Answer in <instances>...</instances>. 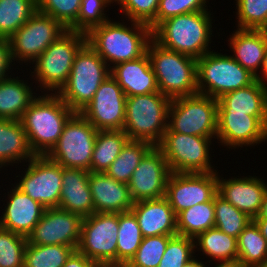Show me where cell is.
Wrapping results in <instances>:
<instances>
[{"instance_id":"db71d44e","label":"cell","mask_w":267,"mask_h":267,"mask_svg":"<svg viewBox=\"0 0 267 267\" xmlns=\"http://www.w3.org/2000/svg\"><path fill=\"white\" fill-rule=\"evenodd\" d=\"M183 267H206V265L203 261H199L196 256H193L183 265Z\"/></svg>"},{"instance_id":"7bdbcfd3","label":"cell","mask_w":267,"mask_h":267,"mask_svg":"<svg viewBox=\"0 0 267 267\" xmlns=\"http://www.w3.org/2000/svg\"><path fill=\"white\" fill-rule=\"evenodd\" d=\"M81 0H37V11L69 29L78 19Z\"/></svg>"},{"instance_id":"681fc988","label":"cell","mask_w":267,"mask_h":267,"mask_svg":"<svg viewBox=\"0 0 267 267\" xmlns=\"http://www.w3.org/2000/svg\"><path fill=\"white\" fill-rule=\"evenodd\" d=\"M259 72L260 73H258L255 76L256 80L259 81L264 86H267V48H266V51H265V55H264L263 63H262V66H261V70Z\"/></svg>"},{"instance_id":"ffe728a7","label":"cell","mask_w":267,"mask_h":267,"mask_svg":"<svg viewBox=\"0 0 267 267\" xmlns=\"http://www.w3.org/2000/svg\"><path fill=\"white\" fill-rule=\"evenodd\" d=\"M217 172V193L240 211L254 219L261 208L267 183L260 177L244 176L224 179Z\"/></svg>"},{"instance_id":"83f0119b","label":"cell","mask_w":267,"mask_h":267,"mask_svg":"<svg viewBox=\"0 0 267 267\" xmlns=\"http://www.w3.org/2000/svg\"><path fill=\"white\" fill-rule=\"evenodd\" d=\"M35 156L21 121L0 119V169L23 161L27 163Z\"/></svg>"},{"instance_id":"c3c4849f","label":"cell","mask_w":267,"mask_h":267,"mask_svg":"<svg viewBox=\"0 0 267 267\" xmlns=\"http://www.w3.org/2000/svg\"><path fill=\"white\" fill-rule=\"evenodd\" d=\"M63 267H101V266L76 250L66 260V263Z\"/></svg>"},{"instance_id":"836d02e7","label":"cell","mask_w":267,"mask_h":267,"mask_svg":"<svg viewBox=\"0 0 267 267\" xmlns=\"http://www.w3.org/2000/svg\"><path fill=\"white\" fill-rule=\"evenodd\" d=\"M152 147L146 141L129 140L105 173L116 181L128 184L134 170Z\"/></svg>"},{"instance_id":"7dc6e473","label":"cell","mask_w":267,"mask_h":267,"mask_svg":"<svg viewBox=\"0 0 267 267\" xmlns=\"http://www.w3.org/2000/svg\"><path fill=\"white\" fill-rule=\"evenodd\" d=\"M12 63L13 60L11 58L9 40L0 38V81L9 77L8 75L11 73L10 70L13 71V67L11 69V66H13L14 63Z\"/></svg>"},{"instance_id":"6da1fadb","label":"cell","mask_w":267,"mask_h":267,"mask_svg":"<svg viewBox=\"0 0 267 267\" xmlns=\"http://www.w3.org/2000/svg\"><path fill=\"white\" fill-rule=\"evenodd\" d=\"M129 23L109 20L93 27L86 34L87 43L110 68L121 62L138 59L147 51L152 39L151 28L137 21Z\"/></svg>"},{"instance_id":"f907efd6","label":"cell","mask_w":267,"mask_h":267,"mask_svg":"<svg viewBox=\"0 0 267 267\" xmlns=\"http://www.w3.org/2000/svg\"><path fill=\"white\" fill-rule=\"evenodd\" d=\"M254 219H267V191L264 195L260 211Z\"/></svg>"},{"instance_id":"d590c367","label":"cell","mask_w":267,"mask_h":267,"mask_svg":"<svg viewBox=\"0 0 267 267\" xmlns=\"http://www.w3.org/2000/svg\"><path fill=\"white\" fill-rule=\"evenodd\" d=\"M143 236L135 215L131 212L119 213L117 238V266H126L134 257Z\"/></svg>"},{"instance_id":"f5cc1de1","label":"cell","mask_w":267,"mask_h":267,"mask_svg":"<svg viewBox=\"0 0 267 267\" xmlns=\"http://www.w3.org/2000/svg\"><path fill=\"white\" fill-rule=\"evenodd\" d=\"M214 267H244L238 260L220 261ZM209 267V265H208Z\"/></svg>"},{"instance_id":"d4e9b609","label":"cell","mask_w":267,"mask_h":267,"mask_svg":"<svg viewBox=\"0 0 267 267\" xmlns=\"http://www.w3.org/2000/svg\"><path fill=\"white\" fill-rule=\"evenodd\" d=\"M89 173L83 169L62 167L59 208L87 217L95 213L89 187Z\"/></svg>"},{"instance_id":"9a60e30c","label":"cell","mask_w":267,"mask_h":267,"mask_svg":"<svg viewBox=\"0 0 267 267\" xmlns=\"http://www.w3.org/2000/svg\"><path fill=\"white\" fill-rule=\"evenodd\" d=\"M217 194V172H171L166 183V199L176 216L195 204L211 201Z\"/></svg>"},{"instance_id":"4316f807","label":"cell","mask_w":267,"mask_h":267,"mask_svg":"<svg viewBox=\"0 0 267 267\" xmlns=\"http://www.w3.org/2000/svg\"><path fill=\"white\" fill-rule=\"evenodd\" d=\"M218 113L267 117V86L255 80L246 87L224 94L218 99Z\"/></svg>"},{"instance_id":"f6af8a7d","label":"cell","mask_w":267,"mask_h":267,"mask_svg":"<svg viewBox=\"0 0 267 267\" xmlns=\"http://www.w3.org/2000/svg\"><path fill=\"white\" fill-rule=\"evenodd\" d=\"M208 0H159L156 18L149 24L153 31L162 21L171 17L209 10Z\"/></svg>"},{"instance_id":"1f68e13d","label":"cell","mask_w":267,"mask_h":267,"mask_svg":"<svg viewBox=\"0 0 267 267\" xmlns=\"http://www.w3.org/2000/svg\"><path fill=\"white\" fill-rule=\"evenodd\" d=\"M238 261L244 267H264L267 264V240L252 220L237 238Z\"/></svg>"},{"instance_id":"9c48e42d","label":"cell","mask_w":267,"mask_h":267,"mask_svg":"<svg viewBox=\"0 0 267 267\" xmlns=\"http://www.w3.org/2000/svg\"><path fill=\"white\" fill-rule=\"evenodd\" d=\"M218 100L204 94L171 99L166 131L215 138Z\"/></svg>"},{"instance_id":"4dcf8cb0","label":"cell","mask_w":267,"mask_h":267,"mask_svg":"<svg viewBox=\"0 0 267 267\" xmlns=\"http://www.w3.org/2000/svg\"><path fill=\"white\" fill-rule=\"evenodd\" d=\"M123 130H98L90 163V172H104L129 141Z\"/></svg>"},{"instance_id":"7c38bea8","label":"cell","mask_w":267,"mask_h":267,"mask_svg":"<svg viewBox=\"0 0 267 267\" xmlns=\"http://www.w3.org/2000/svg\"><path fill=\"white\" fill-rule=\"evenodd\" d=\"M119 213L84 217L77 251L100 266H117Z\"/></svg>"},{"instance_id":"d6a6232c","label":"cell","mask_w":267,"mask_h":267,"mask_svg":"<svg viewBox=\"0 0 267 267\" xmlns=\"http://www.w3.org/2000/svg\"><path fill=\"white\" fill-rule=\"evenodd\" d=\"M177 233L180 236L195 238L199 233L215 227L214 198L211 201L195 204L177 216Z\"/></svg>"},{"instance_id":"e0dca14e","label":"cell","mask_w":267,"mask_h":267,"mask_svg":"<svg viewBox=\"0 0 267 267\" xmlns=\"http://www.w3.org/2000/svg\"><path fill=\"white\" fill-rule=\"evenodd\" d=\"M83 217L59 207L46 208L39 222L27 236L34 245H66L75 251L80 242Z\"/></svg>"},{"instance_id":"44dd1931","label":"cell","mask_w":267,"mask_h":267,"mask_svg":"<svg viewBox=\"0 0 267 267\" xmlns=\"http://www.w3.org/2000/svg\"><path fill=\"white\" fill-rule=\"evenodd\" d=\"M7 197V206H4L0 216V227L27 237L46 208L14 184L12 190L7 193Z\"/></svg>"},{"instance_id":"f546056e","label":"cell","mask_w":267,"mask_h":267,"mask_svg":"<svg viewBox=\"0 0 267 267\" xmlns=\"http://www.w3.org/2000/svg\"><path fill=\"white\" fill-rule=\"evenodd\" d=\"M194 246L195 252L202 251L203 258L206 255V258L218 262L238 260L237 238L225 234L216 227L199 233L194 238Z\"/></svg>"},{"instance_id":"8d00e7d4","label":"cell","mask_w":267,"mask_h":267,"mask_svg":"<svg viewBox=\"0 0 267 267\" xmlns=\"http://www.w3.org/2000/svg\"><path fill=\"white\" fill-rule=\"evenodd\" d=\"M74 251L66 245H34L27 242L23 267H63Z\"/></svg>"},{"instance_id":"4fadbf2b","label":"cell","mask_w":267,"mask_h":267,"mask_svg":"<svg viewBox=\"0 0 267 267\" xmlns=\"http://www.w3.org/2000/svg\"><path fill=\"white\" fill-rule=\"evenodd\" d=\"M67 30L58 20L36 11L8 39L14 64L15 60L19 63L22 61V64H31Z\"/></svg>"},{"instance_id":"5bb4252c","label":"cell","mask_w":267,"mask_h":267,"mask_svg":"<svg viewBox=\"0 0 267 267\" xmlns=\"http://www.w3.org/2000/svg\"><path fill=\"white\" fill-rule=\"evenodd\" d=\"M28 167L20 176V181L14 183L22 192L45 208L59 206L62 190V166L50 160L47 156H35L28 161Z\"/></svg>"},{"instance_id":"30bf717a","label":"cell","mask_w":267,"mask_h":267,"mask_svg":"<svg viewBox=\"0 0 267 267\" xmlns=\"http://www.w3.org/2000/svg\"><path fill=\"white\" fill-rule=\"evenodd\" d=\"M211 140L212 138L208 137L165 131L157 147L163 153L171 172H218L210 162L212 157L210 154L212 153L210 152Z\"/></svg>"},{"instance_id":"ee69618b","label":"cell","mask_w":267,"mask_h":267,"mask_svg":"<svg viewBox=\"0 0 267 267\" xmlns=\"http://www.w3.org/2000/svg\"><path fill=\"white\" fill-rule=\"evenodd\" d=\"M194 238L176 235L166 246L158 267H183L195 253Z\"/></svg>"},{"instance_id":"2e32d148","label":"cell","mask_w":267,"mask_h":267,"mask_svg":"<svg viewBox=\"0 0 267 267\" xmlns=\"http://www.w3.org/2000/svg\"><path fill=\"white\" fill-rule=\"evenodd\" d=\"M126 95L110 75L104 80L93 99L80 112L97 130H123Z\"/></svg>"},{"instance_id":"b9f144b4","label":"cell","mask_w":267,"mask_h":267,"mask_svg":"<svg viewBox=\"0 0 267 267\" xmlns=\"http://www.w3.org/2000/svg\"><path fill=\"white\" fill-rule=\"evenodd\" d=\"M27 237L0 227V267H23Z\"/></svg>"},{"instance_id":"bcb514c9","label":"cell","mask_w":267,"mask_h":267,"mask_svg":"<svg viewBox=\"0 0 267 267\" xmlns=\"http://www.w3.org/2000/svg\"><path fill=\"white\" fill-rule=\"evenodd\" d=\"M120 5V12L128 21H137L149 25L155 18L159 0H114Z\"/></svg>"},{"instance_id":"8992f818","label":"cell","mask_w":267,"mask_h":267,"mask_svg":"<svg viewBox=\"0 0 267 267\" xmlns=\"http://www.w3.org/2000/svg\"><path fill=\"white\" fill-rule=\"evenodd\" d=\"M109 76L110 67L86 42L77 52L68 81L57 95L72 111L80 113Z\"/></svg>"},{"instance_id":"f1b7e54d","label":"cell","mask_w":267,"mask_h":267,"mask_svg":"<svg viewBox=\"0 0 267 267\" xmlns=\"http://www.w3.org/2000/svg\"><path fill=\"white\" fill-rule=\"evenodd\" d=\"M9 76L0 81V119L20 120L38 93L33 92L27 80L12 77V73Z\"/></svg>"},{"instance_id":"ab89813d","label":"cell","mask_w":267,"mask_h":267,"mask_svg":"<svg viewBox=\"0 0 267 267\" xmlns=\"http://www.w3.org/2000/svg\"><path fill=\"white\" fill-rule=\"evenodd\" d=\"M238 29L267 30V0H235Z\"/></svg>"},{"instance_id":"f35d334b","label":"cell","mask_w":267,"mask_h":267,"mask_svg":"<svg viewBox=\"0 0 267 267\" xmlns=\"http://www.w3.org/2000/svg\"><path fill=\"white\" fill-rule=\"evenodd\" d=\"M176 235L143 237L137 252L125 267H158L168 241Z\"/></svg>"},{"instance_id":"5b68a950","label":"cell","mask_w":267,"mask_h":267,"mask_svg":"<svg viewBox=\"0 0 267 267\" xmlns=\"http://www.w3.org/2000/svg\"><path fill=\"white\" fill-rule=\"evenodd\" d=\"M86 42L85 33L67 30L32 62L35 65L30 76L39 84L40 91L44 90L42 93L57 94L61 90L68 81L77 52Z\"/></svg>"},{"instance_id":"8fae6325","label":"cell","mask_w":267,"mask_h":267,"mask_svg":"<svg viewBox=\"0 0 267 267\" xmlns=\"http://www.w3.org/2000/svg\"><path fill=\"white\" fill-rule=\"evenodd\" d=\"M97 132L86 118L75 113L65 124L57 144L46 156L62 167L90 171Z\"/></svg>"},{"instance_id":"603a6c76","label":"cell","mask_w":267,"mask_h":267,"mask_svg":"<svg viewBox=\"0 0 267 267\" xmlns=\"http://www.w3.org/2000/svg\"><path fill=\"white\" fill-rule=\"evenodd\" d=\"M89 187L95 213H124L134 205L128 184L116 181L104 172H90Z\"/></svg>"},{"instance_id":"7a4b0ae2","label":"cell","mask_w":267,"mask_h":267,"mask_svg":"<svg viewBox=\"0 0 267 267\" xmlns=\"http://www.w3.org/2000/svg\"><path fill=\"white\" fill-rule=\"evenodd\" d=\"M43 94H39L20 119L36 156H46L53 149L65 124L75 114L57 94Z\"/></svg>"},{"instance_id":"cb8c5ba5","label":"cell","mask_w":267,"mask_h":267,"mask_svg":"<svg viewBox=\"0 0 267 267\" xmlns=\"http://www.w3.org/2000/svg\"><path fill=\"white\" fill-rule=\"evenodd\" d=\"M110 75L127 97L159 92L147 52L138 59L121 62L111 67Z\"/></svg>"},{"instance_id":"816d5d0a","label":"cell","mask_w":267,"mask_h":267,"mask_svg":"<svg viewBox=\"0 0 267 267\" xmlns=\"http://www.w3.org/2000/svg\"><path fill=\"white\" fill-rule=\"evenodd\" d=\"M253 221L259 227L261 234L267 240V219H253Z\"/></svg>"},{"instance_id":"d6986e66","label":"cell","mask_w":267,"mask_h":267,"mask_svg":"<svg viewBox=\"0 0 267 267\" xmlns=\"http://www.w3.org/2000/svg\"><path fill=\"white\" fill-rule=\"evenodd\" d=\"M216 139L228 149L256 146L267 141V117L245 113H218Z\"/></svg>"},{"instance_id":"11a10c76","label":"cell","mask_w":267,"mask_h":267,"mask_svg":"<svg viewBox=\"0 0 267 267\" xmlns=\"http://www.w3.org/2000/svg\"><path fill=\"white\" fill-rule=\"evenodd\" d=\"M101 267H117V266H101Z\"/></svg>"},{"instance_id":"74e56055","label":"cell","mask_w":267,"mask_h":267,"mask_svg":"<svg viewBox=\"0 0 267 267\" xmlns=\"http://www.w3.org/2000/svg\"><path fill=\"white\" fill-rule=\"evenodd\" d=\"M215 227L225 234L238 238L245 227L253 220L218 193L214 196Z\"/></svg>"},{"instance_id":"484cf974","label":"cell","mask_w":267,"mask_h":267,"mask_svg":"<svg viewBox=\"0 0 267 267\" xmlns=\"http://www.w3.org/2000/svg\"><path fill=\"white\" fill-rule=\"evenodd\" d=\"M228 39L233 58L253 75L261 69L267 48V30L236 29Z\"/></svg>"},{"instance_id":"7402d4cb","label":"cell","mask_w":267,"mask_h":267,"mask_svg":"<svg viewBox=\"0 0 267 267\" xmlns=\"http://www.w3.org/2000/svg\"><path fill=\"white\" fill-rule=\"evenodd\" d=\"M130 211L135 215L143 237L178 235L176 214L165 196L136 201Z\"/></svg>"},{"instance_id":"e575fe53","label":"cell","mask_w":267,"mask_h":267,"mask_svg":"<svg viewBox=\"0 0 267 267\" xmlns=\"http://www.w3.org/2000/svg\"><path fill=\"white\" fill-rule=\"evenodd\" d=\"M37 11V0H0V38L9 39Z\"/></svg>"},{"instance_id":"277c9868","label":"cell","mask_w":267,"mask_h":267,"mask_svg":"<svg viewBox=\"0 0 267 267\" xmlns=\"http://www.w3.org/2000/svg\"><path fill=\"white\" fill-rule=\"evenodd\" d=\"M146 52L159 92L170 99L198 93L197 59L164 48L153 38Z\"/></svg>"},{"instance_id":"ac0fdd59","label":"cell","mask_w":267,"mask_h":267,"mask_svg":"<svg viewBox=\"0 0 267 267\" xmlns=\"http://www.w3.org/2000/svg\"><path fill=\"white\" fill-rule=\"evenodd\" d=\"M170 173L163 153L153 146L142 158L128 183L132 200L136 202L164 197Z\"/></svg>"},{"instance_id":"ba28073f","label":"cell","mask_w":267,"mask_h":267,"mask_svg":"<svg viewBox=\"0 0 267 267\" xmlns=\"http://www.w3.org/2000/svg\"><path fill=\"white\" fill-rule=\"evenodd\" d=\"M209 51L197 59L198 93L219 99L224 94L252 84L256 78L232 55Z\"/></svg>"},{"instance_id":"60d3db41","label":"cell","mask_w":267,"mask_h":267,"mask_svg":"<svg viewBox=\"0 0 267 267\" xmlns=\"http://www.w3.org/2000/svg\"><path fill=\"white\" fill-rule=\"evenodd\" d=\"M112 3L114 0H81L78 19L68 30L87 34L93 27L109 21L105 8Z\"/></svg>"},{"instance_id":"52a82bcc","label":"cell","mask_w":267,"mask_h":267,"mask_svg":"<svg viewBox=\"0 0 267 267\" xmlns=\"http://www.w3.org/2000/svg\"><path fill=\"white\" fill-rule=\"evenodd\" d=\"M170 102L161 92L126 97L123 131L130 140L157 146L167 129Z\"/></svg>"},{"instance_id":"3957f363","label":"cell","mask_w":267,"mask_h":267,"mask_svg":"<svg viewBox=\"0 0 267 267\" xmlns=\"http://www.w3.org/2000/svg\"><path fill=\"white\" fill-rule=\"evenodd\" d=\"M210 12L198 11L166 19L152 31V38L164 48L198 59L211 51L209 43L214 35Z\"/></svg>"}]
</instances>
